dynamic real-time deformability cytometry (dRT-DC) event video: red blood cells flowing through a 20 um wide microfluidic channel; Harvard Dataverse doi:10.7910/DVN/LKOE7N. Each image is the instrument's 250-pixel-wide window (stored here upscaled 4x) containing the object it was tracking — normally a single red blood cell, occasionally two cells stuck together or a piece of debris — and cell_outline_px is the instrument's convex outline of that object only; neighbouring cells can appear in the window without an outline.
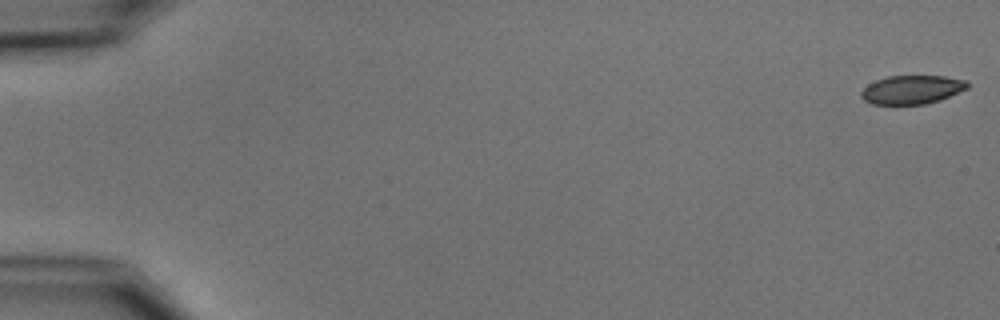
{"species": "common noctule bat (a hibernating species)", "species_latin": "Nyctalus noctula", "temperature_condition": "cold", "stored_images_in_passage": 54, "camera_frame_rate_fps": 3000, "um_per_image_px": 0.085, "animal": {"sex": "male", "body_mass_g": 15.6}, "frame": {"image": 1, "passage_image": 1, "time_ms": 0.0, "image_size_px": [1000, 320], "cell_outline_px": [[968, 88], [940, 100], [924, 104], [872, 104], [864, 100], [860, 96], [860, 92], [868, 84], [876, 80], [888, 76], [944, 76], [968, 80]], "centroid_in_image_um": [77.51, 7.61], "position_along_channel_um": 7.5, "area_um2": 17.74}}
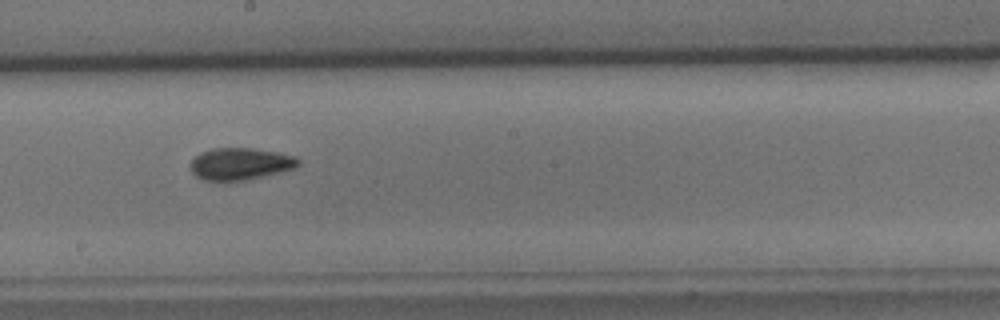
{"frame": {"image": 2, "passage_image": 31, "time_ms": 10.0, "image_size_px": [1000, 320], "cell_outline_px": [[300, 164], [296, 168], [280, 172], [244, 180], [204, 180], [196, 176], [192, 172], [192, 160], [200, 152], [212, 148], [252, 148], [276, 152], [292, 156], [300, 160]], "centroid_in_image_um": [20.43, 13.92], "position_along_channel_um": 227.8, "area_um2": 19.83}}
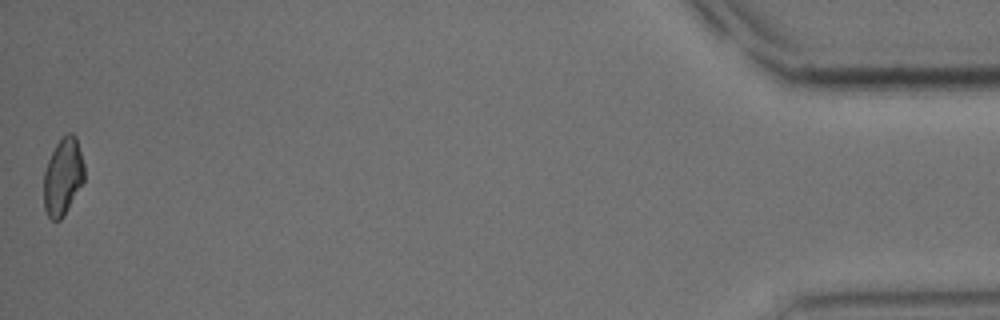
{"frame": {"image": 3, "passage_image": 54, "time_ms": 17.667, "image_size_px": [1000, 320], "cell_outline_px": [[84, 180], [64, 216], [60, 220], [52, 220], [48, 216], [44, 208], [44, 172], [48, 160], [56, 144], [68, 132], [72, 132], [76, 136], [84, 164]], "centroid_in_image_um": [5.35, 15.01], "position_along_channel_um": 429.9, "area_um2": 18.15}, "authors_computed_cell_mechanics": {"area_um2": 19.3919, "velocity_mm_per_s": 3.7551, "shape_relaxation_time_tau1_ms": 5.0167, "shape_relaxation_time_tau2_ms": 3.2987, "deformation_change_tau1": 0.1237, "deformation_change_tau2": 0.0858}}